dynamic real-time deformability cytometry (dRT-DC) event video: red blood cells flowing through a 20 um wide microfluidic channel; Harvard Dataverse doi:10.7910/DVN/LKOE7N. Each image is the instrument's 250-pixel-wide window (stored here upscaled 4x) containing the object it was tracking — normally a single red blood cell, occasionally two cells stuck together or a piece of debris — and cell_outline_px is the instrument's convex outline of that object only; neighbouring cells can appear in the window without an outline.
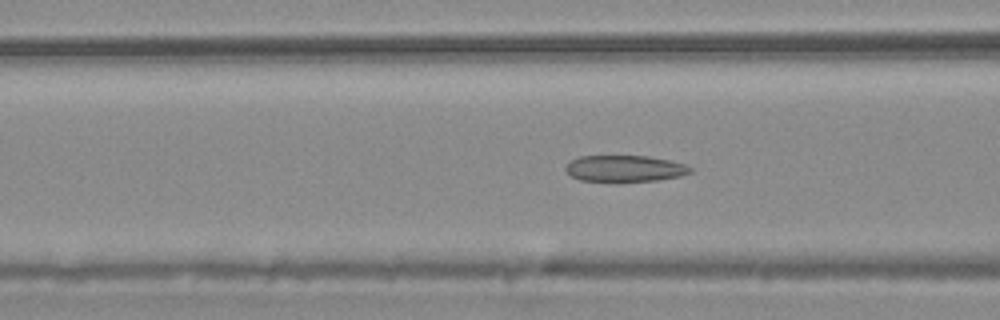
{"species": "common noctule bat (a hibernating species)", "species_latin": "Nyctalus noctula", "temperature_condition": "warm", "stored_images_in_passage": 54, "camera_frame_rate_fps": 3000, "um_per_image_px": 0.085, "animal": {"sex": "male", "body_mass_g": 20.4}, "frame": {"image": 1, "passage_image": 21, "time_ms": 6.667, "image_size_px": [1000, 320], "cell_outline_px": [[692, 172], [680, 176], [656, 180], [616, 184], [580, 180], [572, 176], [564, 168], [572, 160], [580, 156], [648, 156], [672, 160], [684, 164], [692, 168]], "centroid_in_image_um": [53.11, 14.36], "position_along_channel_um": 113.5, "area_um2": 19.83}}
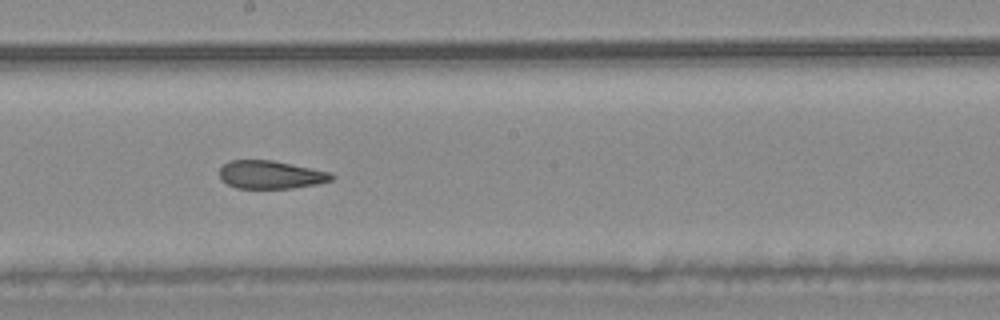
{"frame": {"image": 2, "passage_image": 30, "time_ms": 9.667, "image_size_px": [1000, 320], "cell_outline_px": [[336, 176], [332, 180], [316, 184], [292, 188], [236, 188], [228, 184], [220, 176], [220, 168], [228, 160], [272, 160], [332, 172]], "centroid_in_image_um": [23.04, 14.84], "position_along_channel_um": 225.2, "area_um2": 18.32}}
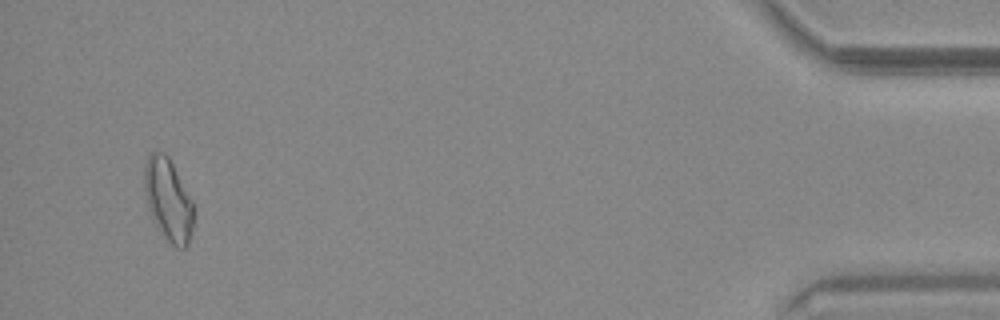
{"frame": {"image": 3, "passage_image": 52, "time_ms": 17.0, "image_size_px": [1000, 320], "cell_outline_px": [[192, 232], [188, 244], [184, 248], [176, 248], [164, 240], [152, 220], [148, 208], [144, 192], [144, 164], [148, 156], [152, 152], [164, 152], [168, 156], [192, 200]], "centroid_in_image_um": [14.26, 17.02], "position_along_channel_um": 420.9, "area_um2": 23.81}, "authors_computed_cell_mechanics": {"area_um2": 20.5479, "velocity_mm_per_s": 3.7215, "shape_relaxation_time_tau1_ms": null, "shape_relaxation_time_tau2_ms": 1.5852, "deformation_change_tau1": null, "deformation_change_tau2": 0.0779}}